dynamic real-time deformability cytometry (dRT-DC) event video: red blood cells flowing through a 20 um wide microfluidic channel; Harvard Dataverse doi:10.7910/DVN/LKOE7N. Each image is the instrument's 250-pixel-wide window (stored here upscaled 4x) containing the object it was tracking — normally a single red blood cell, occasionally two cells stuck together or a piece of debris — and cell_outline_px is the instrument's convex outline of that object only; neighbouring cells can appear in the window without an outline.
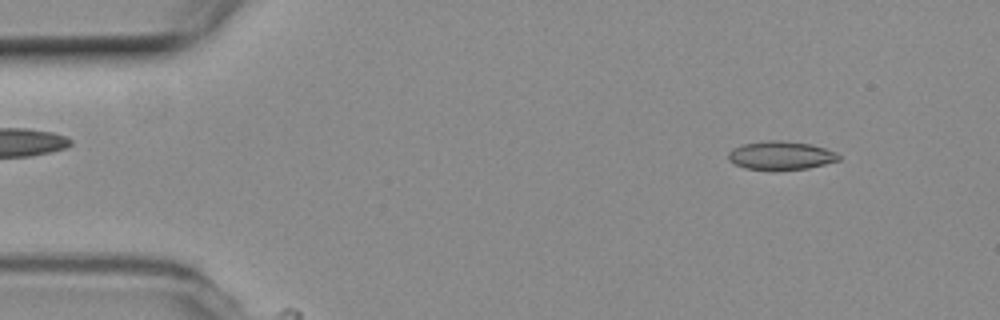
{"species": "common noctule bat (a hibernating species)", "species_latin": "Nyctalus noctula", "temperature_condition": "room temperature", "stored_images_in_passage": 8, "camera_frame_rate_fps": 3000, "um_per_image_px": 0.085, "animal": {"sex": "female", "body_mass_g": 19.3, "forearm_length_mm": 54.1}, "frame": {"image": 1, "passage_image": 5, "time_ms": 1.333, "image_size_px": [1000, 320], "cell_outline_px": [[840, 160], [808, 168], [744, 168], [728, 160], [728, 152], [732, 148], [744, 144], [764, 140], [784, 140], [812, 144], [836, 152], [840, 156]], "centroid_in_image_um": [66.37, 13.17], "position_along_channel_um": 18.6, "area_um2": 17.98}}